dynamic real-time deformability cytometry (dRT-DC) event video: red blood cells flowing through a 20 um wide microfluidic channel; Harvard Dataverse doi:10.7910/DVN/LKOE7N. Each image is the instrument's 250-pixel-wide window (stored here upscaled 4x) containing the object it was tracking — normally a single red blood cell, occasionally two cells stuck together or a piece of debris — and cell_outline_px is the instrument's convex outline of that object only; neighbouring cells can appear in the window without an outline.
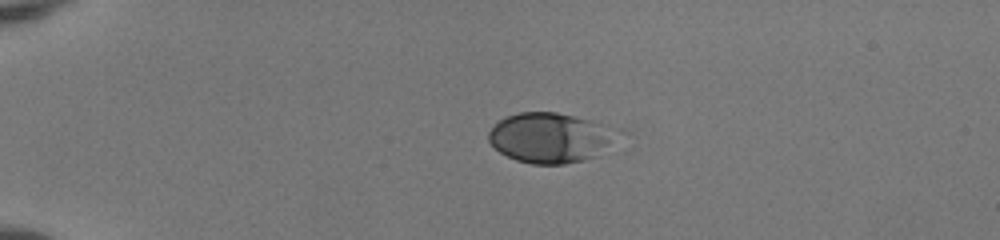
{"species": "human", "species_latin": "Homo sapiens", "temperature_condition": "room temperature", "stored_images_in_passage": 40, "camera_frame_rate_fps": 3000, "um_per_image_px": 0.085, "donor": {"sex": "female"}, "frame": {"image": 1, "passage_image": 1, "time_ms": 0.0, "image_size_px": [1000, 240], "cell_outline_px": [[624, 132], [600, 156], [584, 160], [564, 164], [532, 164], [516, 160], [500, 152], [488, 140], [488, 132], [500, 120], [508, 116], [520, 112], [556, 112], [608, 124], [624, 128]], "centroid_in_image_um": [46.91, 11.71], "position_along_channel_um": 38.1, "area_um2": 38.32}}
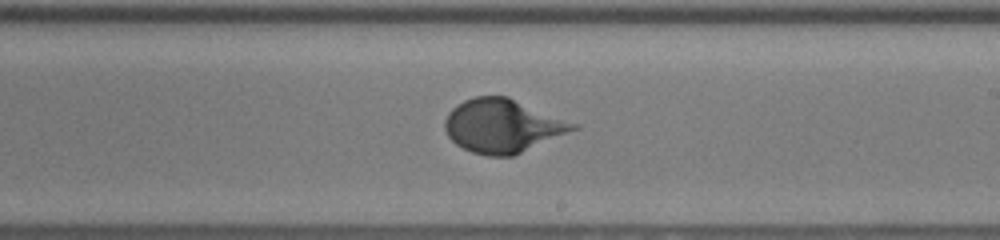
{"frame": {"image": 2, "passage_image": 21, "time_ms": 6.667, "image_size_px": [1000, 240], "cell_outline_px": [[580, 128], [512, 156], [488, 156], [472, 152], [456, 144], [448, 136], [444, 128], [444, 120], [448, 112], [456, 104], [464, 100], [476, 96], [508, 96], [580, 124]], "centroid_in_image_um": [42.74, 10.68], "position_along_channel_um": 246.3, "area_um2": 40.23}}
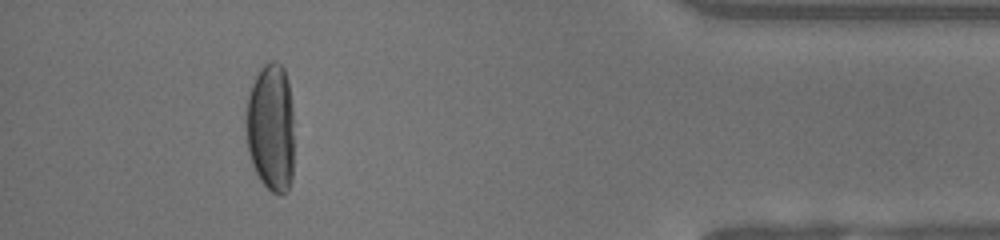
{"frame": {"image": 3, "passage_image": 36, "time_ms": 11.667, "image_size_px": [1000, 240], "cell_outline_px": [[292, 180], [288, 192], [280, 196], [272, 192], [260, 180], [252, 164], [248, 152], [244, 128], [244, 112], [248, 96], [252, 84], [260, 68], [264, 64], [272, 60], [276, 60], [284, 68], [288, 80], [292, 112]], "centroid_in_image_um": [22.99, 10.85], "position_along_channel_um": 412.2, "area_um2": 36.65}, "authors_computed_cell_mechanics": {"area_um2": 37.6278, "velocity_mm_per_s": 4.0889, "shape_relaxation_time_tau1_ms": 4.9083, "shape_relaxation_time_tau2_ms": null, "deformation_change_tau1": 0.2181, "deformation_change_tau2": null}}